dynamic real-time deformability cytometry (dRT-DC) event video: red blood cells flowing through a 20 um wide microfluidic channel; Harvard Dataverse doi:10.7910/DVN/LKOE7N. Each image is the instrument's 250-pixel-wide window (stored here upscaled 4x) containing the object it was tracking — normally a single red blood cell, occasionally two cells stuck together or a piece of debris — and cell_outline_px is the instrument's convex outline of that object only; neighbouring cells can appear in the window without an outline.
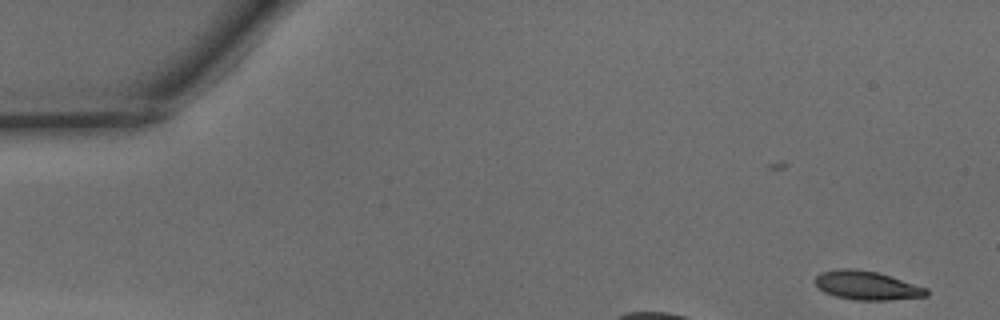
{"species": "common noctule bat (a hibernating species)", "species_latin": "Nyctalus noctula", "temperature_condition": "warm", "stored_images_in_passage": 8, "camera_frame_rate_fps": 3000, "um_per_image_px": 0.085, "animal": {"sex": "male", "body_mass_g": 15.6}, "frame": {"image": 1, "passage_image": 1, "time_ms": 0.0, "image_size_px": [1000, 320], "cell_outline_px": [[928, 296], [888, 300], [856, 300], [836, 296], [824, 292], [812, 280], [820, 272], [840, 268], [856, 268], [876, 272], [928, 288]], "centroid_in_image_um": [73.65, 24.25], "position_along_channel_um": 11.3, "area_um2": 18.67}}